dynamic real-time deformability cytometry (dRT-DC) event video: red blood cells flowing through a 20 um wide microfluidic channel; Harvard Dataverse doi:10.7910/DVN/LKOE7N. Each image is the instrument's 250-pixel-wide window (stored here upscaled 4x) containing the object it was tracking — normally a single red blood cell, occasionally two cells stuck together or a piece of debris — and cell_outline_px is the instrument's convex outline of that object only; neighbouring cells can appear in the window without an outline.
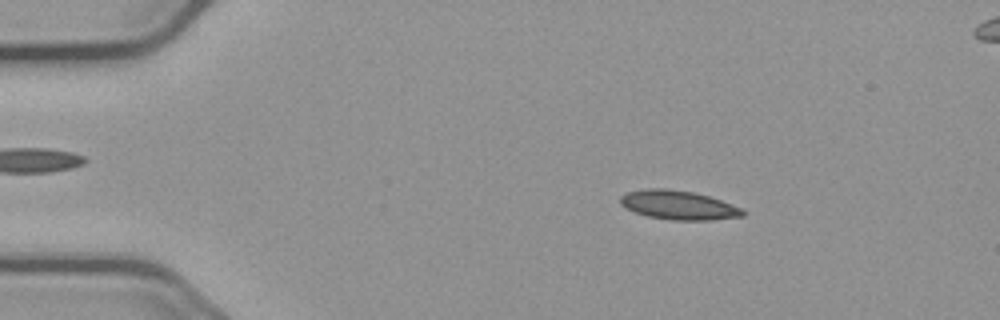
{"species": "common noctule bat (a hibernating species)", "species_latin": "Nyctalus noctula", "temperature_condition": "cold", "stored_images_in_passage": 48, "camera_frame_rate_fps": 3000, "um_per_image_px": 0.085, "animal": {"sex": "male", "body_mass_g": 23.1, "forearm_length_mm": 52.7}, "frame": {"image": 1, "passage_image": 1, "time_ms": 0.0, "image_size_px": [1000, 320], "cell_outline_px": [[744, 216], [712, 220], [672, 220], [648, 216], [624, 208], [620, 204], [620, 196], [628, 192], [644, 188], [668, 188], [692, 192], [708, 196], [744, 208]], "centroid_in_image_um": [57.66, 17.43], "position_along_channel_um": 27.3, "area_um2": 20.81}}
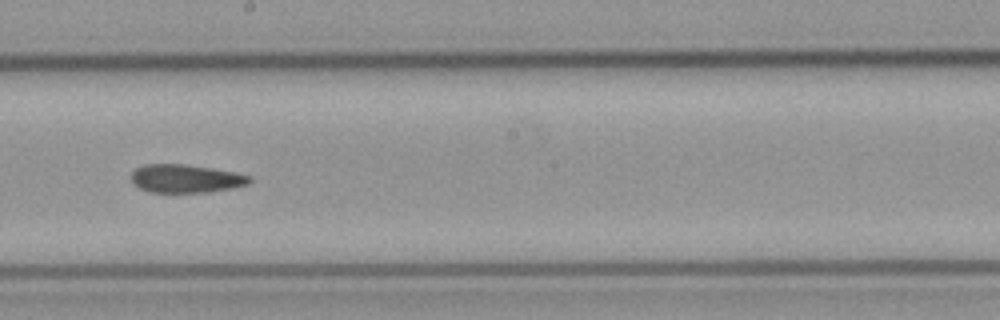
{"frame": {"image": 2, "passage_image": 23, "time_ms": 7.333, "image_size_px": [1000, 320], "cell_outline_px": [[252, 180], [248, 184], [232, 188], [208, 192], [152, 192], [140, 188], [132, 184], [132, 172], [136, 168], [144, 164], [184, 164], [236, 172], [252, 176]], "centroid_in_image_um": [15.8, 15.17], "position_along_channel_um": 232.4, "area_um2": 19.48}}
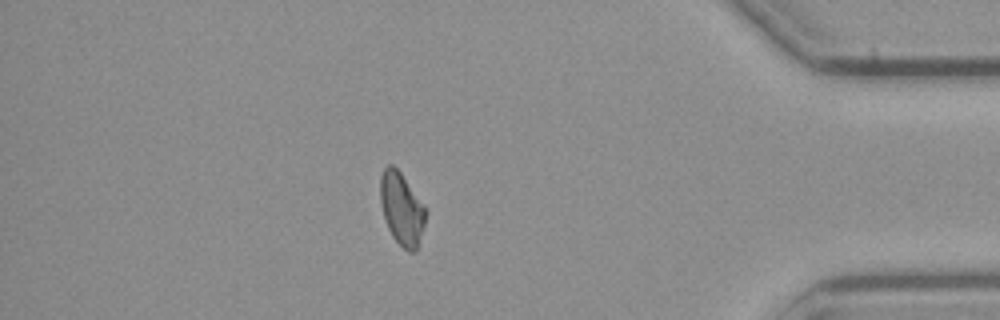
{"frame": {"image": 3, "passage_image": 40, "time_ms": 13.0, "image_size_px": [1000, 320], "cell_outline_px": [[428, 212], [416, 252], [408, 252], [392, 236], [388, 228], [380, 204], [380, 176], [384, 168], [388, 164], [392, 164], [400, 172], [428, 208]], "centroid_in_image_um": [34.17, 17.73], "position_along_channel_um": 401.0, "area_um2": 19.42}}